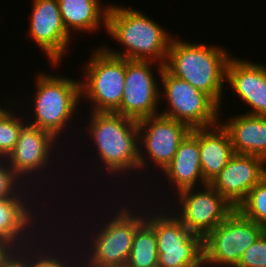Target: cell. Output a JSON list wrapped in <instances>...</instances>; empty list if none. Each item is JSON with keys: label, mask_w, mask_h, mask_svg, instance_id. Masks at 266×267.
Here are the masks:
<instances>
[{"label": "cell", "mask_w": 266, "mask_h": 267, "mask_svg": "<svg viewBox=\"0 0 266 267\" xmlns=\"http://www.w3.org/2000/svg\"><path fill=\"white\" fill-rule=\"evenodd\" d=\"M154 19L140 10L110 4L107 12L108 35L125 48H103L111 55L127 60L153 61L165 65L171 36Z\"/></svg>", "instance_id": "1"}, {"label": "cell", "mask_w": 266, "mask_h": 267, "mask_svg": "<svg viewBox=\"0 0 266 267\" xmlns=\"http://www.w3.org/2000/svg\"><path fill=\"white\" fill-rule=\"evenodd\" d=\"M230 57L222 47L194 44L172 37L164 68L207 94L221 109Z\"/></svg>", "instance_id": "2"}, {"label": "cell", "mask_w": 266, "mask_h": 267, "mask_svg": "<svg viewBox=\"0 0 266 267\" xmlns=\"http://www.w3.org/2000/svg\"><path fill=\"white\" fill-rule=\"evenodd\" d=\"M128 206V203L127 205L124 203L118 209L119 211H116V214L114 211V215H107L108 218L106 219L101 218V221L105 220V223L100 221L99 225L101 228L98 224L96 229L95 227L89 228L86 234L92 235L90 236L92 239L88 237V235L83 236L84 233L81 234L82 237H79L82 241L77 238L78 240H76V242L79 243L80 241V244L83 243L77 246L84 247H79V251L83 252H80L81 256L83 255L81 258L88 265L94 267H125L131 252L136 229L146 220L144 208L142 210V208L138 206L140 209L139 213L137 208L132 209V205L130 207ZM91 229H94V234ZM89 231L91 233H89ZM85 237L87 239H85ZM85 246L88 249H86Z\"/></svg>", "instance_id": "3"}, {"label": "cell", "mask_w": 266, "mask_h": 267, "mask_svg": "<svg viewBox=\"0 0 266 267\" xmlns=\"http://www.w3.org/2000/svg\"><path fill=\"white\" fill-rule=\"evenodd\" d=\"M89 118L86 129L109 175L139 171L138 121L116 112H91Z\"/></svg>", "instance_id": "4"}, {"label": "cell", "mask_w": 266, "mask_h": 267, "mask_svg": "<svg viewBox=\"0 0 266 267\" xmlns=\"http://www.w3.org/2000/svg\"><path fill=\"white\" fill-rule=\"evenodd\" d=\"M38 74L32 109L35 115L29 123L59 140L68 123L72 122L73 114L78 111L81 102L80 80L49 75L47 72Z\"/></svg>", "instance_id": "5"}, {"label": "cell", "mask_w": 266, "mask_h": 267, "mask_svg": "<svg viewBox=\"0 0 266 267\" xmlns=\"http://www.w3.org/2000/svg\"><path fill=\"white\" fill-rule=\"evenodd\" d=\"M84 65L81 98L93 103L91 112H115L124 93L126 59L109 54L102 46Z\"/></svg>", "instance_id": "6"}, {"label": "cell", "mask_w": 266, "mask_h": 267, "mask_svg": "<svg viewBox=\"0 0 266 267\" xmlns=\"http://www.w3.org/2000/svg\"><path fill=\"white\" fill-rule=\"evenodd\" d=\"M172 209L168 215L158 210L146 214L145 221L157 236L158 267H204L203 239L191 233Z\"/></svg>", "instance_id": "7"}, {"label": "cell", "mask_w": 266, "mask_h": 267, "mask_svg": "<svg viewBox=\"0 0 266 267\" xmlns=\"http://www.w3.org/2000/svg\"><path fill=\"white\" fill-rule=\"evenodd\" d=\"M157 66L168 101V108L159 114L185 123L191 129L212 127L220 122V107L207 94L171 75L163 65Z\"/></svg>", "instance_id": "8"}, {"label": "cell", "mask_w": 266, "mask_h": 267, "mask_svg": "<svg viewBox=\"0 0 266 267\" xmlns=\"http://www.w3.org/2000/svg\"><path fill=\"white\" fill-rule=\"evenodd\" d=\"M263 232L235 209L203 239V266L235 267Z\"/></svg>", "instance_id": "9"}, {"label": "cell", "mask_w": 266, "mask_h": 267, "mask_svg": "<svg viewBox=\"0 0 266 267\" xmlns=\"http://www.w3.org/2000/svg\"><path fill=\"white\" fill-rule=\"evenodd\" d=\"M191 130L185 123L161 114L138 120L139 171H144L149 158L155 163L154 165H157L159 171L163 172L174 158L178 146ZM141 145L144 146L140 147ZM143 148L149 157L145 156L146 152L142 151Z\"/></svg>", "instance_id": "10"}, {"label": "cell", "mask_w": 266, "mask_h": 267, "mask_svg": "<svg viewBox=\"0 0 266 267\" xmlns=\"http://www.w3.org/2000/svg\"><path fill=\"white\" fill-rule=\"evenodd\" d=\"M26 123L27 122H24L21 126L19 139L17 140L13 151L5 160L12 170L24 182L28 183V186L32 187L33 182H35L38 177L40 179L38 178V181L36 180V185L42 186L41 177L44 179L42 173L44 172V169H47L45 171L47 172L49 167L53 168L54 161L51 160V156L53 159V148L57 151L55 146L59 141H56L58 139L47 131L41 130L33 124ZM52 161L53 163H51ZM32 179H34V181H32ZM39 182L41 184H38Z\"/></svg>", "instance_id": "11"}, {"label": "cell", "mask_w": 266, "mask_h": 267, "mask_svg": "<svg viewBox=\"0 0 266 267\" xmlns=\"http://www.w3.org/2000/svg\"><path fill=\"white\" fill-rule=\"evenodd\" d=\"M186 189L176 193L180 209L175 215L193 234L204 239L214 228L223 222L235 208L210 184L202 189ZM204 190V191H203Z\"/></svg>", "instance_id": "12"}, {"label": "cell", "mask_w": 266, "mask_h": 267, "mask_svg": "<svg viewBox=\"0 0 266 267\" xmlns=\"http://www.w3.org/2000/svg\"><path fill=\"white\" fill-rule=\"evenodd\" d=\"M155 63L157 62L126 59L124 93L116 113L137 121L158 115L157 107L162 92H159L160 83H156L152 72Z\"/></svg>", "instance_id": "13"}, {"label": "cell", "mask_w": 266, "mask_h": 267, "mask_svg": "<svg viewBox=\"0 0 266 267\" xmlns=\"http://www.w3.org/2000/svg\"><path fill=\"white\" fill-rule=\"evenodd\" d=\"M29 37L48 56L50 64L59 66L70 43L71 35L67 32L61 18L57 0H32Z\"/></svg>", "instance_id": "14"}, {"label": "cell", "mask_w": 266, "mask_h": 267, "mask_svg": "<svg viewBox=\"0 0 266 267\" xmlns=\"http://www.w3.org/2000/svg\"><path fill=\"white\" fill-rule=\"evenodd\" d=\"M265 176V159L235 153L210 185L236 209Z\"/></svg>", "instance_id": "15"}, {"label": "cell", "mask_w": 266, "mask_h": 267, "mask_svg": "<svg viewBox=\"0 0 266 267\" xmlns=\"http://www.w3.org/2000/svg\"><path fill=\"white\" fill-rule=\"evenodd\" d=\"M33 198H0V241L8 248L28 247L40 240L42 230L38 219L41 216L36 218L33 210L38 211V206Z\"/></svg>", "instance_id": "16"}, {"label": "cell", "mask_w": 266, "mask_h": 267, "mask_svg": "<svg viewBox=\"0 0 266 267\" xmlns=\"http://www.w3.org/2000/svg\"><path fill=\"white\" fill-rule=\"evenodd\" d=\"M226 82L252 108L245 114L266 116V65L231 56L226 66Z\"/></svg>", "instance_id": "17"}, {"label": "cell", "mask_w": 266, "mask_h": 267, "mask_svg": "<svg viewBox=\"0 0 266 267\" xmlns=\"http://www.w3.org/2000/svg\"><path fill=\"white\" fill-rule=\"evenodd\" d=\"M172 190L180 191L195 188L198 180L204 186V181L199 151V128H194L184 138L178 146V149L171 163L163 170ZM173 183V184H172ZM172 185V186H171Z\"/></svg>", "instance_id": "18"}, {"label": "cell", "mask_w": 266, "mask_h": 267, "mask_svg": "<svg viewBox=\"0 0 266 267\" xmlns=\"http://www.w3.org/2000/svg\"><path fill=\"white\" fill-rule=\"evenodd\" d=\"M200 162L204 181L210 184L235 154L228 131L219 122L199 128Z\"/></svg>", "instance_id": "19"}, {"label": "cell", "mask_w": 266, "mask_h": 267, "mask_svg": "<svg viewBox=\"0 0 266 267\" xmlns=\"http://www.w3.org/2000/svg\"><path fill=\"white\" fill-rule=\"evenodd\" d=\"M220 123L230 135L234 153L266 160V116L241 114Z\"/></svg>", "instance_id": "20"}, {"label": "cell", "mask_w": 266, "mask_h": 267, "mask_svg": "<svg viewBox=\"0 0 266 267\" xmlns=\"http://www.w3.org/2000/svg\"><path fill=\"white\" fill-rule=\"evenodd\" d=\"M57 1L62 22L70 35H72L71 33L74 30L77 32L87 31L92 33L100 28V24L106 29L109 4L108 6L101 5L99 3L100 0Z\"/></svg>", "instance_id": "21"}, {"label": "cell", "mask_w": 266, "mask_h": 267, "mask_svg": "<svg viewBox=\"0 0 266 267\" xmlns=\"http://www.w3.org/2000/svg\"><path fill=\"white\" fill-rule=\"evenodd\" d=\"M40 236H41L40 241L39 240L36 241L35 245L33 244V245L28 246V267H79V264L81 262V254H80V251H78L79 247L77 246L76 242L74 243L75 244L74 248H76L77 251L74 252L71 250V247H72L71 244H70V247H68L69 249L67 248L68 242H66L65 245L61 244V243H65L66 240L61 239L62 240V242H61L60 238H59L60 236H57V238L54 239V242L57 239V244L53 243V240L51 242L49 237H48L49 241L46 238L45 239L46 242L42 243V239H43V241H45L43 238L44 234H41ZM58 238H59V240H58ZM59 241H60V243H58ZM51 243H53V245ZM44 244L46 246H44ZM57 245L62 246V247H59ZM63 245L66 247H64ZM50 246H52V247H50ZM54 248H55V250H54ZM64 248H66L68 250L65 251V250H63ZM68 251L70 253L72 252L71 253L72 255ZM65 252L66 253L68 252V254H66ZM78 255H79V257H78Z\"/></svg>", "instance_id": "22"}, {"label": "cell", "mask_w": 266, "mask_h": 267, "mask_svg": "<svg viewBox=\"0 0 266 267\" xmlns=\"http://www.w3.org/2000/svg\"><path fill=\"white\" fill-rule=\"evenodd\" d=\"M157 236L144 221L137 229L125 267H158Z\"/></svg>", "instance_id": "23"}, {"label": "cell", "mask_w": 266, "mask_h": 267, "mask_svg": "<svg viewBox=\"0 0 266 267\" xmlns=\"http://www.w3.org/2000/svg\"><path fill=\"white\" fill-rule=\"evenodd\" d=\"M236 209L266 231V176L248 192Z\"/></svg>", "instance_id": "24"}, {"label": "cell", "mask_w": 266, "mask_h": 267, "mask_svg": "<svg viewBox=\"0 0 266 267\" xmlns=\"http://www.w3.org/2000/svg\"><path fill=\"white\" fill-rule=\"evenodd\" d=\"M14 104V105H13ZM15 106V102H9L8 109H4L0 113V158L6 159L7 156L13 151L17 140L20 135V128L24 124L22 117L15 116L14 111H10V106Z\"/></svg>", "instance_id": "25"}, {"label": "cell", "mask_w": 266, "mask_h": 267, "mask_svg": "<svg viewBox=\"0 0 266 267\" xmlns=\"http://www.w3.org/2000/svg\"><path fill=\"white\" fill-rule=\"evenodd\" d=\"M33 185H34V187H31V189H30L28 184L26 182H24L12 170V168L7 164L5 159L0 160V198L36 197L34 192H33L34 195L31 194L32 193L31 190H33L34 188H35L34 190H36V188H37V187H35L36 186L35 184H33ZM26 186H28V188H26ZM22 187H24V188H22ZM27 189H28L29 194H31L32 196L28 195ZM26 194H27V196H26Z\"/></svg>", "instance_id": "26"}, {"label": "cell", "mask_w": 266, "mask_h": 267, "mask_svg": "<svg viewBox=\"0 0 266 267\" xmlns=\"http://www.w3.org/2000/svg\"><path fill=\"white\" fill-rule=\"evenodd\" d=\"M235 267H266V231L243 253Z\"/></svg>", "instance_id": "27"}, {"label": "cell", "mask_w": 266, "mask_h": 267, "mask_svg": "<svg viewBox=\"0 0 266 267\" xmlns=\"http://www.w3.org/2000/svg\"><path fill=\"white\" fill-rule=\"evenodd\" d=\"M0 267H28V247L8 248L0 256Z\"/></svg>", "instance_id": "28"}, {"label": "cell", "mask_w": 266, "mask_h": 267, "mask_svg": "<svg viewBox=\"0 0 266 267\" xmlns=\"http://www.w3.org/2000/svg\"><path fill=\"white\" fill-rule=\"evenodd\" d=\"M8 249L7 246H5L1 241H0V256Z\"/></svg>", "instance_id": "29"}, {"label": "cell", "mask_w": 266, "mask_h": 267, "mask_svg": "<svg viewBox=\"0 0 266 267\" xmlns=\"http://www.w3.org/2000/svg\"><path fill=\"white\" fill-rule=\"evenodd\" d=\"M79 267H94V266H90V265H88V264L81 258V263L79 264Z\"/></svg>", "instance_id": "30"}, {"label": "cell", "mask_w": 266, "mask_h": 267, "mask_svg": "<svg viewBox=\"0 0 266 267\" xmlns=\"http://www.w3.org/2000/svg\"><path fill=\"white\" fill-rule=\"evenodd\" d=\"M3 105L0 106V113L5 109V107H2Z\"/></svg>", "instance_id": "31"}]
</instances>
